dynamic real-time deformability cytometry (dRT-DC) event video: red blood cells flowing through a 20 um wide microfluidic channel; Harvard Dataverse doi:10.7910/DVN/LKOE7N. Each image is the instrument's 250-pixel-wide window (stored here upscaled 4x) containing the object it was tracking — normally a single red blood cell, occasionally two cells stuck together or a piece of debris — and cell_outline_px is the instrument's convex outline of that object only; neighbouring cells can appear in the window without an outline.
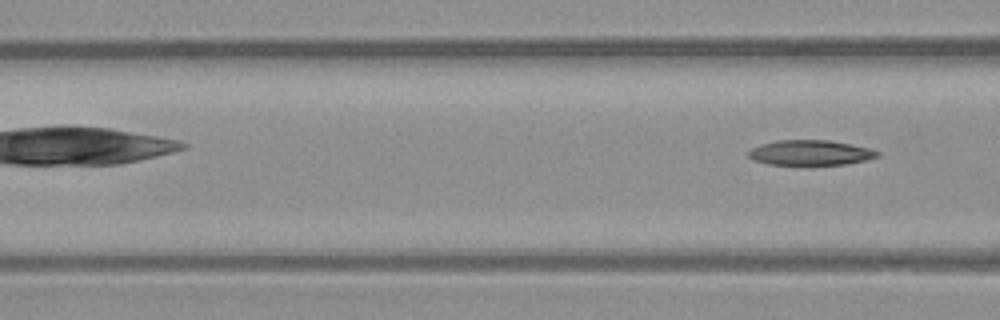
{"species": "common noctule bat (a hibernating species)", "species_latin": "Nyctalus noctula", "temperature_condition": "warm", "stored_images_in_passage": 6, "camera_frame_rate_fps": 3000, "um_per_image_px": 0.085, "animal": {"sex": "male", "body_mass_g": 23.1, "forearm_length_mm": 52.7}, "frame": {"image": 1, "passage_image": 6, "time_ms": 7.333, "image_size_px": [1000, 320], "cell_outline_px": [[880, 156], [848, 164], [808, 168], [804, 168], [768, 164], [752, 160], [748, 156], [748, 152], [752, 148], [760, 144], [776, 140], [828, 140], [868, 148], [880, 152]], "centroid_in_image_um": [68.83, 13.04], "position_along_channel_um": 97.8, "area_um2": 19.88}}